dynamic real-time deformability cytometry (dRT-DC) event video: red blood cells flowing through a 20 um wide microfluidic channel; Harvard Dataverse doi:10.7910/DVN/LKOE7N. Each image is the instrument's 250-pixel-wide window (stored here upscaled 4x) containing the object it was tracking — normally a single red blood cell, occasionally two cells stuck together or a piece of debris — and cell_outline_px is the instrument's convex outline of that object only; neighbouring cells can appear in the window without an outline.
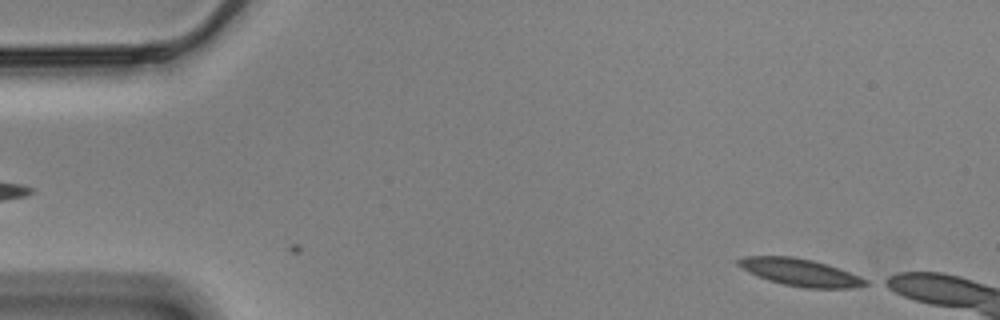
{"species": "Egyptian fruit bat (a non-hibernating species)", "species_latin": "Rousettus aegyptiacus", "temperature_condition": "cold", "stored_images_in_passage": 3, "camera_frame_rate_fps": 3000, "um_per_image_px": 0.085, "animal": {"sex": "male"}, "frame": {"image": 1, "passage_image": 3, "time_ms": 0.667, "image_size_px": [1000, 320], "cell_outline_px": [[868, 284], [856, 288], [804, 288], [784, 284], [768, 280], [748, 272], [736, 264], [736, 260], [744, 256], [792, 256], [812, 260], [828, 264], [860, 276], [868, 280]], "centroid_in_image_um": [68.02, 23.15], "position_along_channel_um": 17.0, "area_um2": 20.29}}